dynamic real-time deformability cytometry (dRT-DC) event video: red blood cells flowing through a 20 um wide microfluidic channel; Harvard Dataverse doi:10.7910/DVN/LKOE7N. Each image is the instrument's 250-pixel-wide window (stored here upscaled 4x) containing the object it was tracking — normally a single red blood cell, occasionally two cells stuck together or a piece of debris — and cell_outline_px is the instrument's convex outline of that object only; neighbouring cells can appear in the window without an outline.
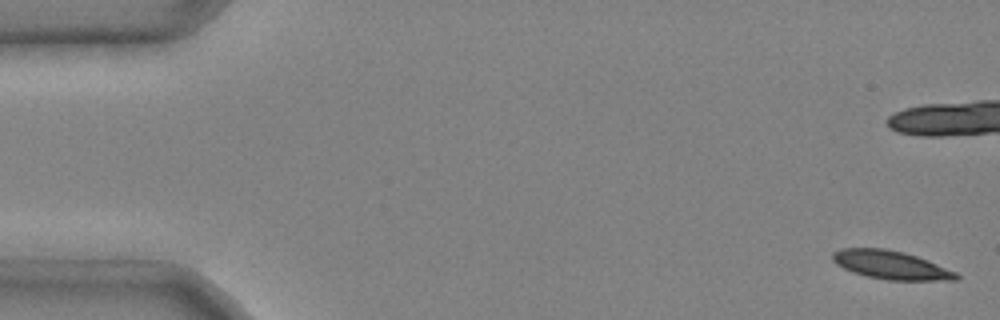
{"species": "common noctule bat (a hibernating species)", "species_latin": "Nyctalus noctula", "temperature_condition": "cold", "stored_images_in_passage": 8, "camera_frame_rate_fps": 3000, "um_per_image_px": 0.085, "animal": {"sex": "male", "body_mass_g": 20.4}, "frame": {"image": 1, "passage_image": 1, "time_ms": 0.0, "image_size_px": [1000, 320], "cell_outline_px": [[960, 276], [956, 280], [888, 280], [868, 276], [852, 272], [836, 264], [832, 260], [832, 252], [840, 248], [884, 248], [904, 252], [928, 260], [956, 272]], "centroid_in_image_um": [75.7, 22.51], "position_along_channel_um": 9.3, "area_um2": 20.46}}
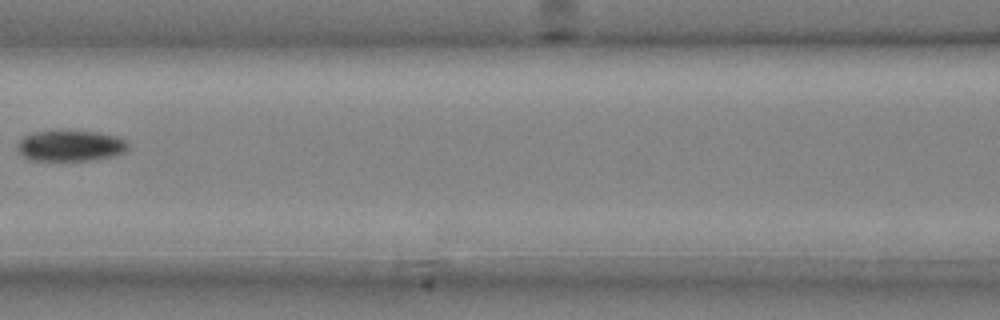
{"frame": {"image": 2, "passage_image": 8, "time_ms": 2.333, "image_size_px": [1000, 320], "cell_outline_px": [[128, 148], [124, 152], [112, 156], [88, 160], [32, 160], [24, 156], [20, 152], [20, 140], [24, 136], [32, 132], [64, 128], [96, 132], [120, 136], [128, 144]], "centroid_in_image_um": [6.01, 12.33], "position_along_channel_um": 160.6, "area_um2": 20.23}}